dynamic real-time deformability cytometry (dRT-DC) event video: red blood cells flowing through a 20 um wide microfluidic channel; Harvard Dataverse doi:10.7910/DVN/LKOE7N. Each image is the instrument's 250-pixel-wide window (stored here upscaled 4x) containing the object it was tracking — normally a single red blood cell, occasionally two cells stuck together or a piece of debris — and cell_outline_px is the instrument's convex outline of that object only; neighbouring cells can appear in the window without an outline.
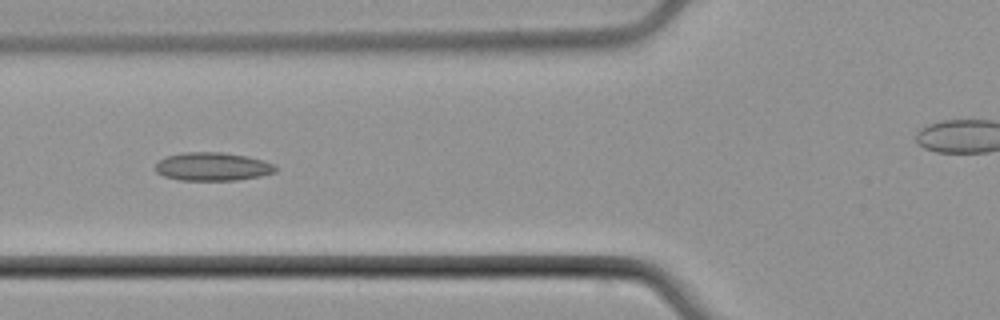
{"species": "common noctule bat (a hibernating species)", "species_latin": "Nyctalus noctula", "temperature_condition": "cold", "stored_images_in_passage": 7, "camera_frame_rate_fps": 3000, "um_per_image_px": 0.085, "animal": {"sex": "male", "body_mass_g": 21.5, "forearm_length_mm": 52.0}, "frame": {"image": 1, "passage_image": 5, "time_ms": 6.0, "image_size_px": [1000, 320], "cell_outline_px": [[276, 172], [260, 176], [236, 180], [180, 180], [164, 176], [156, 172], [156, 164], [160, 160], [168, 156], [184, 152], [220, 152], [248, 156], [264, 160], [276, 164]], "centroid_in_image_um": [18.11, 14.16], "position_along_channel_um": 107.7, "area_um2": 19.83}}
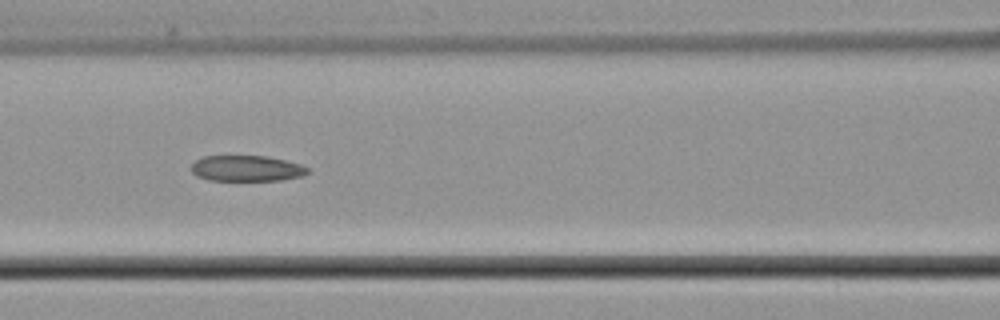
{"frame": {"image": 2, "passage_image": 6, "time_ms": 7.0, "image_size_px": [1000, 320], "cell_outline_px": [[308, 172], [304, 176], [280, 180], [208, 180], [196, 176], [188, 168], [196, 160], [204, 156], [264, 156], [284, 160], [300, 164], [308, 168]], "centroid_in_image_um": [20.92, 14.32], "position_along_channel_um": 145.7, "area_um2": 17.51}}
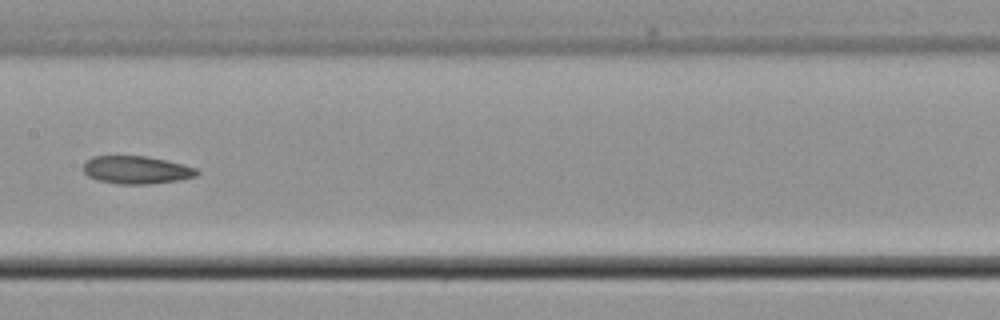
{"frame": {"image": 3, "passage_image": 7, "time_ms": 8.333, "image_size_px": [1000, 320], "cell_outline_px": [[200, 172], [196, 176], [180, 180], [148, 184], [120, 184], [96, 180], [88, 176], [84, 172], [84, 164], [92, 156], [148, 156], [184, 164], [196, 168]], "centroid_in_image_um": [11.62, 14.44], "position_along_channel_um": 195.8, "area_um2": 18.5}}